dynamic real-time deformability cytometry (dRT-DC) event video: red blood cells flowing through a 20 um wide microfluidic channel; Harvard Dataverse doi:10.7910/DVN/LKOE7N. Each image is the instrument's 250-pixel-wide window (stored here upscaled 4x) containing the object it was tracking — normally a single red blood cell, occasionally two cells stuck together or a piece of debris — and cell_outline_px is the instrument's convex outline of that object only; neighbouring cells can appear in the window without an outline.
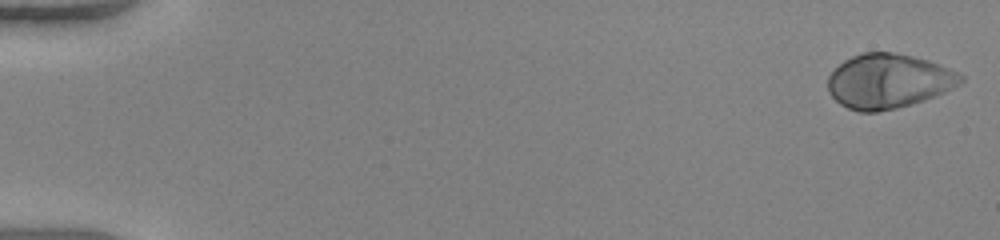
{"species": "human", "species_latin": "Homo sapiens", "temperature_condition": "warm", "stored_images_in_passage": 51, "camera_frame_rate_fps": 3000, "um_per_image_px": 0.085, "donor": {"sex": "female"}, "frame": {"image": 1, "passage_image": 1, "time_ms": 0.0, "image_size_px": [1000, 240], "cell_outline_px": [[964, 80], [960, 84], [944, 92], [924, 100], [912, 104], [896, 108], [876, 112], [860, 112], [848, 108], [840, 104], [828, 92], [828, 76], [844, 60], [852, 56], [864, 52], [892, 52], [912, 56], [928, 60], [948, 68], [964, 76]], "centroid_in_image_um": [75.51, 6.9], "position_along_channel_um": 9.5, "area_um2": 42.02}}
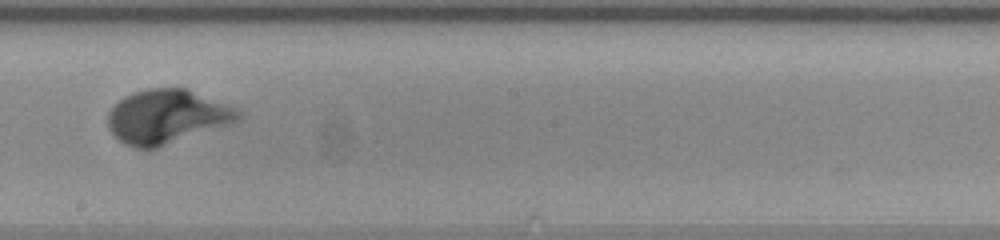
{"frame": {"image": 2, "passage_image": 30, "time_ms": 9.667, "image_size_px": [1000, 240], "cell_outline_px": [[244, 116], [240, 120], [232, 124], [156, 148], [136, 148], [124, 144], [108, 128], [108, 112], [124, 96], [132, 92], [148, 88], [184, 88], [228, 104], [244, 112]], "centroid_in_image_um": [14.23, 9.91], "position_along_channel_um": 234.0, "area_um2": 41.15}}
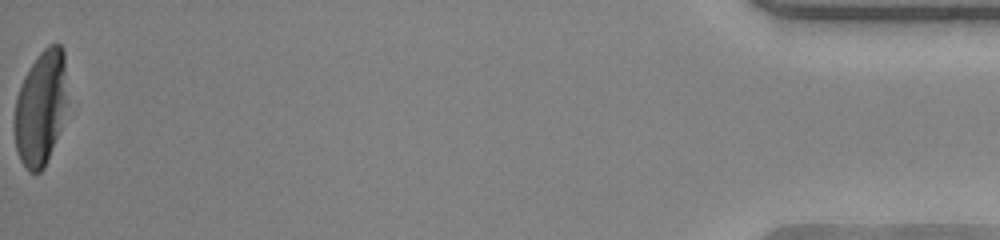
{"frame": {"image": 3, "passage_image": 51, "time_ms": 16.667, "image_size_px": [1000, 240], "cell_outline_px": [[64, 104], [56, 136], [48, 160], [44, 168], [40, 172], [28, 172], [20, 160], [16, 152], [12, 124], [12, 120], [16, 96], [24, 76], [36, 56], [48, 44], [60, 44], [64, 52]], "centroid_in_image_um": [3.35, 9.2], "position_along_channel_um": 431.8, "area_um2": 34.8}}